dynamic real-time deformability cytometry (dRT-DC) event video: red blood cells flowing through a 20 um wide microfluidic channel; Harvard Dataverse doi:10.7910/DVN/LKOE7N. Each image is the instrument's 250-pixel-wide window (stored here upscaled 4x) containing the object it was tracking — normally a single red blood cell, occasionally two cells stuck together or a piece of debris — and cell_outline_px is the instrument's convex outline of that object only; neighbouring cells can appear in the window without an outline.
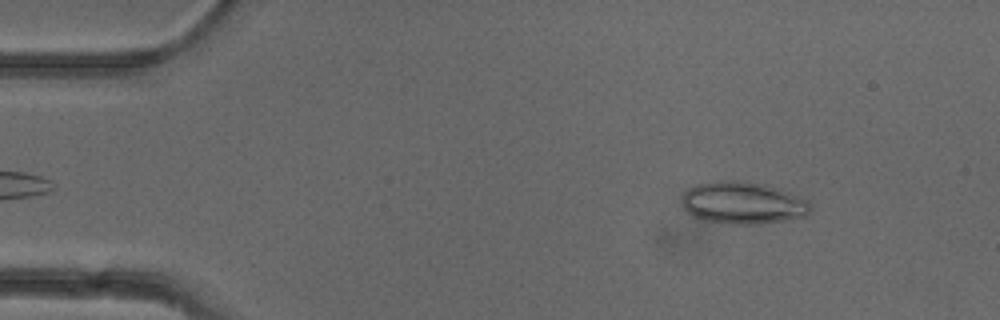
{"species": "common noctule bat (a hibernating species)", "species_latin": "Nyctalus noctula", "temperature_condition": "cold", "stored_images_in_passage": 51, "camera_frame_rate_fps": 3000, "um_per_image_px": 0.085, "animal": {"sex": "female"}, "frame": {"image": 1, "passage_image": 6, "time_ms": 1.667, "image_size_px": [1000, 320], "cell_outline_px": [[812, 208], [804, 216], [784, 220], [760, 224], [732, 224], [704, 220], [692, 216], [684, 208], [684, 192], [688, 188], [696, 184], [716, 180], [740, 180], [764, 184], [800, 196], [808, 200], [812, 204]], "centroid_in_image_um": [63.16, 17.23], "position_along_channel_um": 21.8, "area_um2": 31.62}}
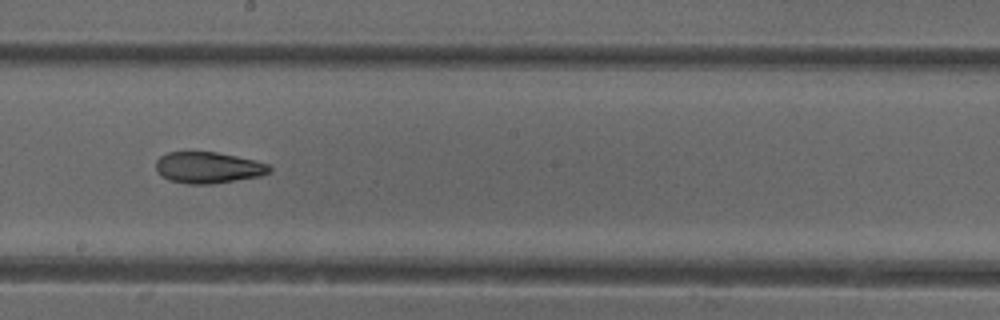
{"frame": {"image": 2, "passage_image": 28, "time_ms": 9.0, "image_size_px": [1000, 320], "cell_outline_px": [[272, 172], [260, 176], [212, 184], [188, 184], [168, 180], [160, 176], [156, 168], [156, 160], [160, 156], [168, 152], [216, 152], [236, 156], [268, 164], [272, 168]], "centroid_in_image_um": [17.68, 14.25], "position_along_channel_um": 230.5, "area_um2": 20.75}}
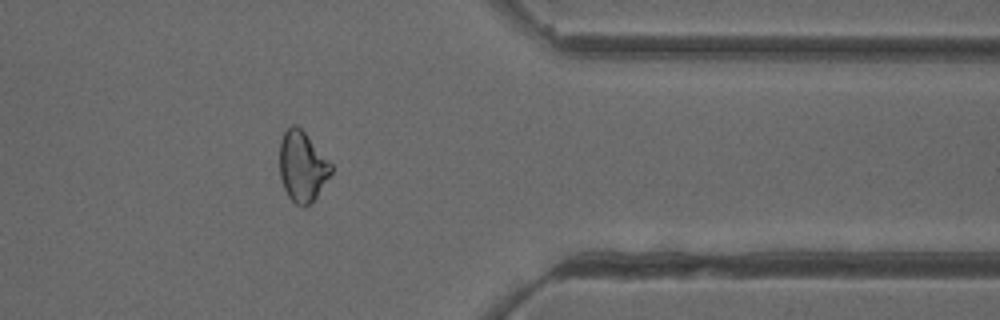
{"frame": {"image": 3, "passage_image": 41, "time_ms": 13.333, "image_size_px": [1000, 320], "cell_outline_px": [[332, 172], [312, 204], [304, 208], [296, 204], [288, 196], [284, 188], [280, 176], [280, 140], [284, 132], [292, 124], [296, 124], [304, 132], [332, 164]], "centroid_in_image_um": [25.69, 14.18], "position_along_channel_um": 385.7, "area_um2": 21.1}, "authors_computed_cell_mechanics": {"area_um2": 22.0796, "velocity_mm_per_s": 3.9457, "shape_relaxation_time_tau1_ms": 9.0367, "shape_relaxation_time_tau2_ms": 4.6937, "deformation_change_tau1": 0.18, "deformation_change_tau2": 0.1248}}